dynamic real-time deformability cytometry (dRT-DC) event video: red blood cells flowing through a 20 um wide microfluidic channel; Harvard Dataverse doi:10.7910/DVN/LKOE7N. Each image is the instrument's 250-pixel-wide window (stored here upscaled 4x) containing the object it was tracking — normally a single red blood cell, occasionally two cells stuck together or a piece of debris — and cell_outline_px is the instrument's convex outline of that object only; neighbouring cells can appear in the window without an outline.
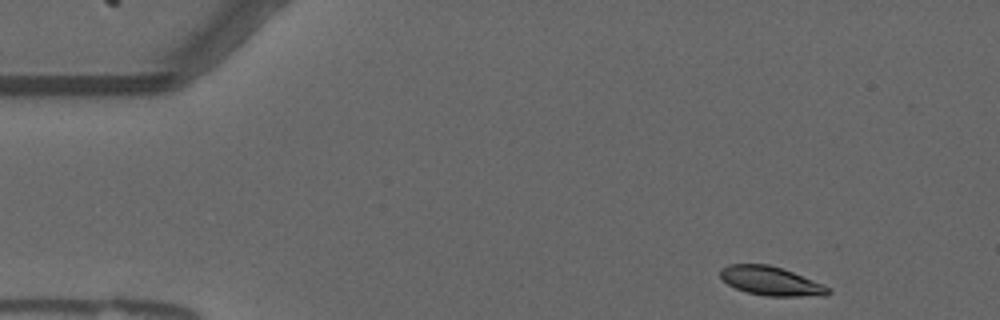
{"species": "common noctule bat (a hibernating species)", "species_latin": "Nyctalus noctula", "temperature_condition": "warm", "stored_images_in_passage": 50, "camera_frame_rate_fps": 3000, "um_per_image_px": 0.085, "animal": {"sex": "male", "forearm_length_mm": 52.5}, "frame": {"image": 1, "passage_image": 1, "time_ms": 0.0, "image_size_px": [1000, 320], "cell_outline_px": [[832, 292], [828, 296], [764, 296], [748, 292], [736, 288], [728, 284], [720, 276], [720, 268], [728, 264], [768, 264], [792, 272], [824, 284], [832, 288]], "centroid_in_image_um": [65.58, 23.9], "position_along_channel_um": 19.4, "area_um2": 18.26}}
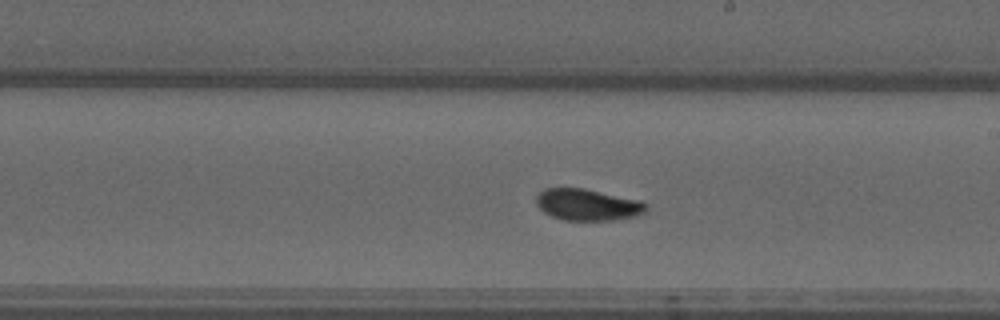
{"frame": {"image": 2, "passage_image": 26, "time_ms": 8.333, "image_size_px": [1000, 320], "cell_outline_px": [[648, 212], [636, 216], [616, 220], [564, 220], [552, 216], [544, 212], [536, 204], [536, 196], [544, 188], [584, 188], [640, 200], [648, 204]], "centroid_in_image_um": [49.99, 17.4], "position_along_channel_um": 239.0, "area_um2": 20.4}}
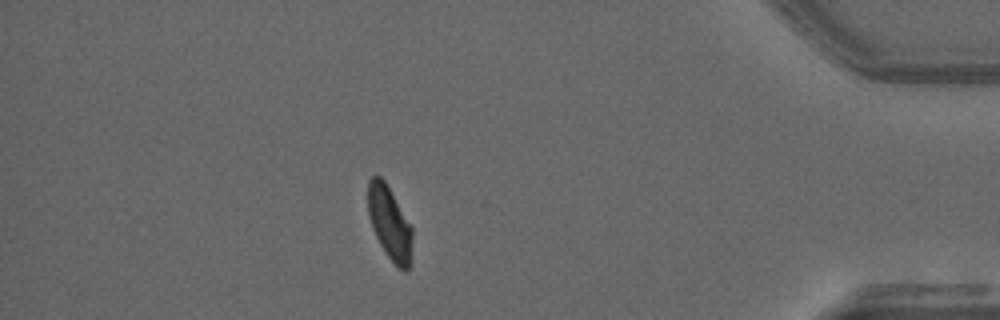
{"frame": {"image": 3, "passage_image": 43, "time_ms": 14.0, "image_size_px": [1000, 320], "cell_outline_px": [[412, 260], [408, 268], [404, 272], [388, 256], [380, 244], [372, 228], [368, 216], [368, 180], [372, 176], [380, 176], [384, 180], [412, 228]], "centroid_in_image_um": [33.11, 18.97], "position_along_channel_um": 402.1, "area_um2": 18.73}, "authors_computed_cell_mechanics": {"area_um2": 19.6231, "velocity_mm_per_s": 3.6946, "shape_relaxation_time_tau1_ms": 4.6427, "shape_relaxation_time_tau2_ms": 1.2442, "deformation_change_tau1": 0.1665, "deformation_change_tau2": 0.058}}